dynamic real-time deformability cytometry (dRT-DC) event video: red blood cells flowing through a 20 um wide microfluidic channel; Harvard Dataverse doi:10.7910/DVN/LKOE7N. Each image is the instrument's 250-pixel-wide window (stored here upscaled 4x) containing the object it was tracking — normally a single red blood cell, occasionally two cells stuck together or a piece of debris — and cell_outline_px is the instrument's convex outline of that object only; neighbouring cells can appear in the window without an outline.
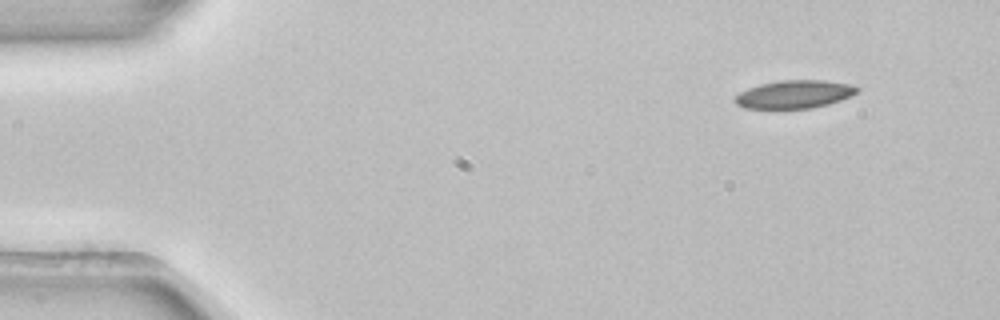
{"species": "common noctule bat (a hibernating species)", "species_latin": "Nyctalus noctula", "temperature_condition": "room temperature", "stored_images_in_passage": 5, "camera_frame_rate_fps": 3000, "um_per_image_px": 0.085, "animal": {"sex": "female", "body_mass_g": 22.7, "forearm_length_mm": 54.2}, "frame": {"image": 1, "passage_image": 1, "time_ms": 0.0, "image_size_px": [1000, 320], "cell_outline_px": [[860, 92], [852, 96], [828, 104], [812, 108], [744, 108], [736, 104], [732, 100], [740, 92], [748, 88], [760, 84], [780, 80], [824, 80], [852, 84], [860, 88]], "centroid_in_image_um": [67.56, 8.0], "position_along_channel_um": 17.4, "area_um2": 20.11}}
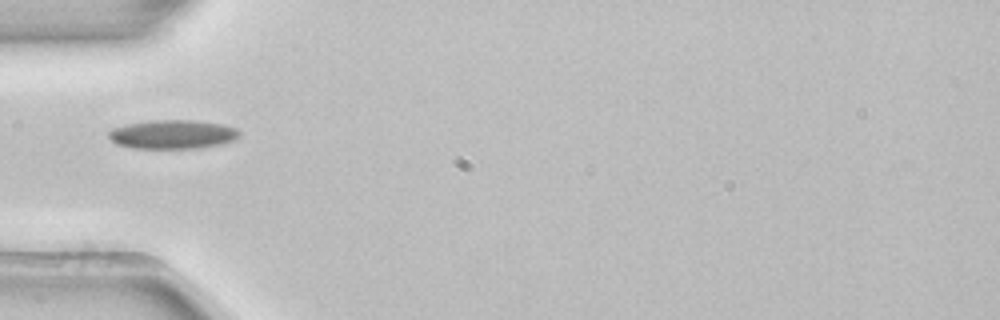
{"frame": {"image": 2, "passage_image": 4, "time_ms": 1.0, "image_size_px": [1000, 320], "cell_outline_px": [[240, 136], [236, 140], [220, 144], [196, 148], [132, 148], [116, 144], [108, 136], [108, 132], [112, 128], [128, 124], [152, 120], [196, 120], [224, 124], [236, 128], [240, 132]], "centroid_in_image_um": [14.7, 11.41], "position_along_channel_um": 70.3, "area_um2": 22.14}}